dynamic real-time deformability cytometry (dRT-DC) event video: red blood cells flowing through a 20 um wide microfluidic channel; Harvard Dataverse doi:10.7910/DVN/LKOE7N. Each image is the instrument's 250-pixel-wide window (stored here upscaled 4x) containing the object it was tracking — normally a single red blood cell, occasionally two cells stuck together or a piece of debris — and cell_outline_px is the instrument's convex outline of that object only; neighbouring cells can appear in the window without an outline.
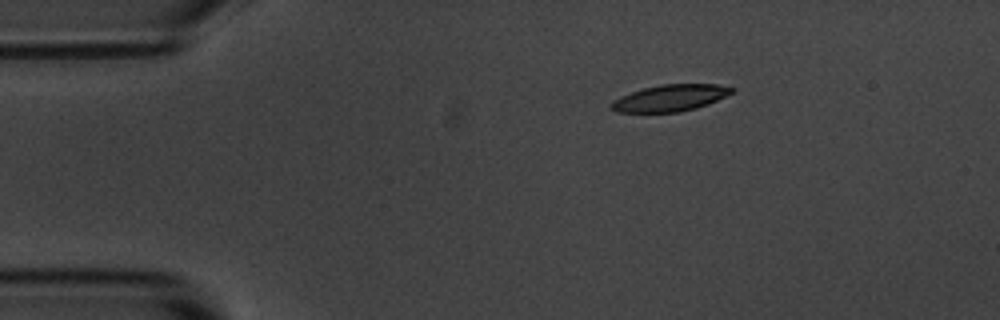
{"species": "common noctule bat (a hibernating species)", "species_latin": "Nyctalus noctula", "temperature_condition": "room temperature", "stored_images_in_passage": 4, "camera_frame_rate_fps": 3000, "um_per_image_px": 0.085, "animal": {"sex": "male", "body_mass_g": 20.1, "forearm_length_mm": 53.5}, "frame": {"image": 1, "passage_image": 1, "time_ms": 0.0, "image_size_px": [1000, 320], "cell_outline_px": [[736, 88], [732, 92], [708, 104], [696, 108], [680, 112], [616, 112], [608, 108], [608, 104], [612, 100], [620, 96], [644, 88], [660, 84], [716, 84]], "centroid_in_image_um": [56.9, 8.33], "position_along_channel_um": 28.1, "area_um2": 18.73}}
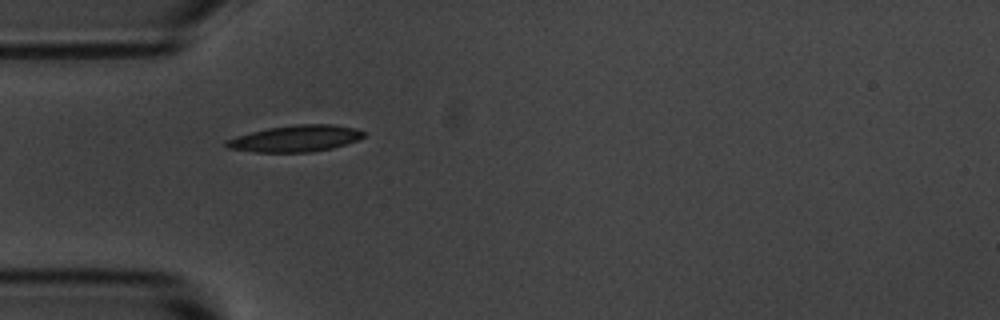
{"frame": {"image": 2, "passage_image": 3, "time_ms": 2.333, "image_size_px": [1000, 320], "cell_outline_px": [[364, 136], [356, 140], [332, 148], [308, 152], [256, 152], [228, 148], [224, 144], [224, 140], [236, 136], [268, 128], [296, 124], [336, 124], [356, 128], [364, 132]], "centroid_in_image_um": [25.1, 11.76], "position_along_channel_um": 59.9, "area_um2": 21.1}}